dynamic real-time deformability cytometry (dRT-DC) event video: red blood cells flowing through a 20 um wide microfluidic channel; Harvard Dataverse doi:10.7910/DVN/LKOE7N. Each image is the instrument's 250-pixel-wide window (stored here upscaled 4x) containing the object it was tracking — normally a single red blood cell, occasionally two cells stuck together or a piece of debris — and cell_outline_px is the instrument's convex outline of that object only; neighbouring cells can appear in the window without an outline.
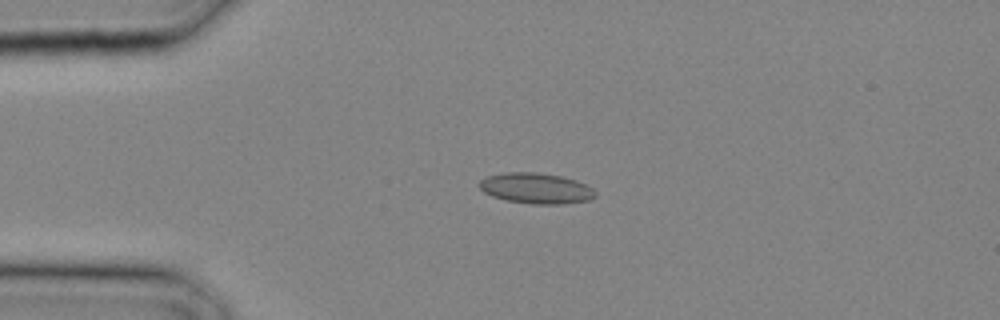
{"species": "common noctule bat (a hibernating species)", "species_latin": "Nyctalus noctula", "temperature_condition": "cold", "stored_images_in_passage": 5, "camera_frame_rate_fps": 3000, "um_per_image_px": 0.085, "animal": {"sex": "male", "body_mass_g": 20.4}, "frame": {"image": 1, "passage_image": 1, "time_ms": 0.0, "image_size_px": [1000, 320], "cell_outline_px": [[596, 196], [588, 200], [564, 204], [532, 204], [504, 200], [492, 196], [484, 192], [480, 188], [480, 180], [488, 176], [504, 172], [532, 172], [560, 176], [576, 180], [592, 188], [596, 192]], "centroid_in_image_um": [45.56, 16.01], "position_along_channel_um": 39.4, "area_um2": 20.63}}
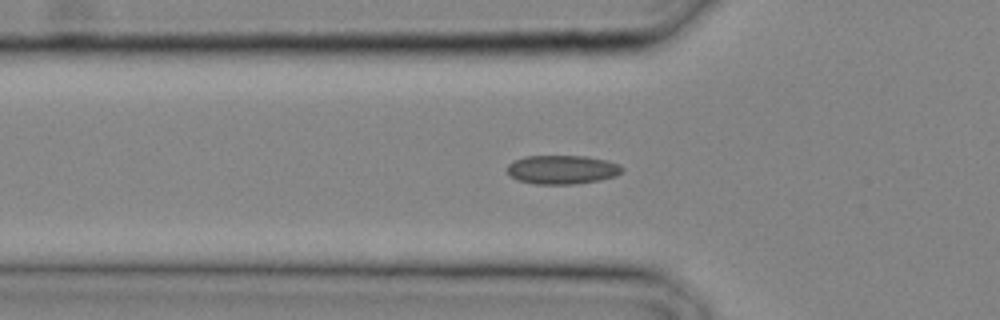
{"frame": {"image": 2, "passage_image": 4, "time_ms": 1.0, "image_size_px": [1000, 320], "cell_outline_px": [[624, 168], [616, 176], [600, 180], [572, 184], [536, 184], [516, 180], [508, 172], [508, 164], [512, 160], [524, 156], [584, 156], [608, 160], [620, 164]], "centroid_in_image_um": [47.78, 14.41], "position_along_channel_um": 78.0, "area_um2": 19.42}}